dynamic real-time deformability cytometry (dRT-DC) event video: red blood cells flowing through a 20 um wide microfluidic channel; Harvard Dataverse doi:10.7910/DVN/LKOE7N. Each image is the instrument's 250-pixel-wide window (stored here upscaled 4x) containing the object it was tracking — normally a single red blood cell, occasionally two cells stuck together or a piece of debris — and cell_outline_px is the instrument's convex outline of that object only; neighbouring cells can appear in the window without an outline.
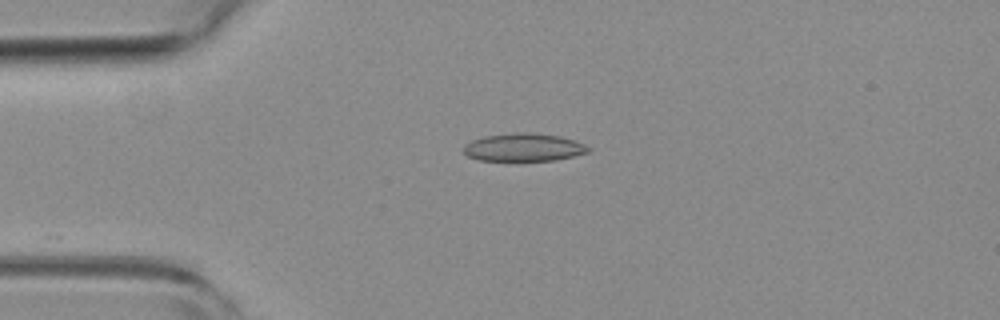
{"species": "common noctule bat (a hibernating species)", "species_latin": "Nyctalus noctula", "temperature_condition": "room temperature", "stored_images_in_passage": 14, "camera_frame_rate_fps": 3000, "um_per_image_px": 0.085, "animal": {"sex": "female", "body_mass_g": 19.3, "forearm_length_mm": 54.1}, "frame": {"image": 1, "passage_image": 1, "time_ms": 0.0, "image_size_px": [1000, 320], "cell_outline_px": [[592, 148], [588, 152], [556, 160], [476, 160], [468, 156], [464, 152], [464, 144], [472, 140], [484, 136], [516, 132], [532, 132], [560, 136], [584, 144]], "centroid_in_image_um": [44.5, 12.51], "position_along_channel_um": 40.5, "area_um2": 20.23}}
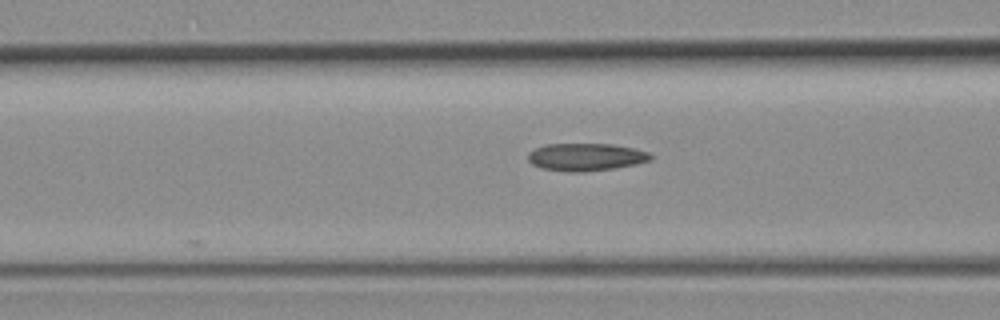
{"frame": {"image": 2, "passage_image": 9, "time_ms": 2.667, "image_size_px": [1000, 320], "cell_outline_px": [[652, 160], [636, 164], [616, 168], [584, 172], [572, 172], [540, 168], [532, 164], [528, 160], [528, 152], [544, 144], [612, 144], [632, 148], [648, 152], [652, 156]], "centroid_in_image_um": [49.79, 13.35], "position_along_channel_um": 116.8, "area_um2": 19.77}}
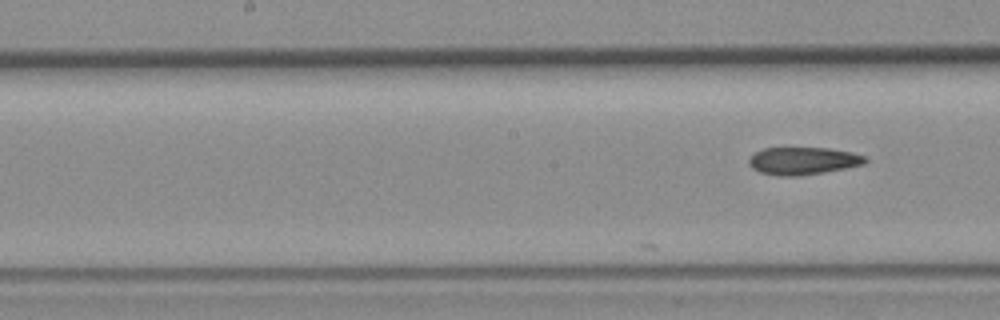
{"frame": {"image": 3, "passage_image": 14, "time_ms": 4.333, "image_size_px": [1000, 320], "cell_outline_px": [[868, 160], [864, 164], [844, 168], [800, 176], [780, 176], [760, 172], [752, 168], [748, 164], [748, 160], [756, 152], [764, 148], [828, 148], [852, 152], [868, 156]], "centroid_in_image_um": [68.28, 13.67], "position_along_channel_um": 179.9, "area_um2": 18.61}}